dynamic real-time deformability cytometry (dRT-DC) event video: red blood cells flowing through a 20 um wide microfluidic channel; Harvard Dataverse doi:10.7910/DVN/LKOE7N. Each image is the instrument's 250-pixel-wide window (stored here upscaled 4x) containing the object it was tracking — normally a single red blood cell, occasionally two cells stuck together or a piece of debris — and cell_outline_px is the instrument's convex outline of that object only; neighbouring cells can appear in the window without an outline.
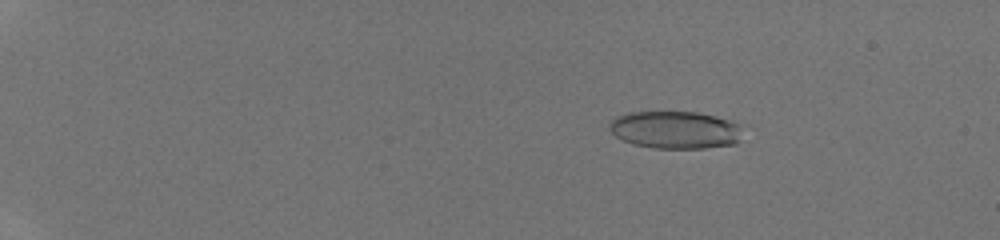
{"species": "human", "species_latin": "Homo sapiens", "temperature_condition": "room temperature", "stored_images_in_passage": 48, "camera_frame_rate_fps": 3000, "um_per_image_px": 0.085, "donor": {"sex": "male"}, "frame": {"image": 1, "passage_image": 10, "time_ms": 3.0, "image_size_px": [1000, 240], "cell_outline_px": [[740, 140], [736, 144], [704, 148], [652, 148], [632, 144], [616, 136], [608, 128], [608, 124], [616, 116], [624, 112], [696, 112], [716, 116], [732, 120], [740, 124]], "centroid_in_image_um": [57.39, 11.03], "position_along_channel_um": 27.6, "area_um2": 29.42}}
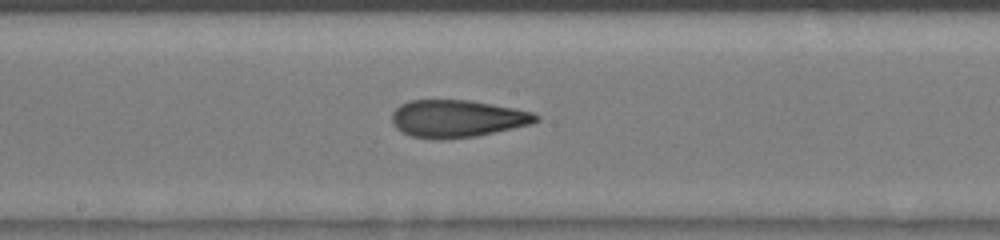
{"frame": {"image": 2, "passage_image": 30, "time_ms": 9.667, "image_size_px": [1000, 240], "cell_outline_px": [[540, 120], [532, 124], [476, 136], [440, 140], [412, 136], [396, 128], [392, 124], [392, 112], [400, 104], [408, 100], [472, 100], [516, 108], [532, 112], [540, 116]], "centroid_in_image_um": [38.88, 10.07], "position_along_channel_um": 209.3, "area_um2": 31.62}}
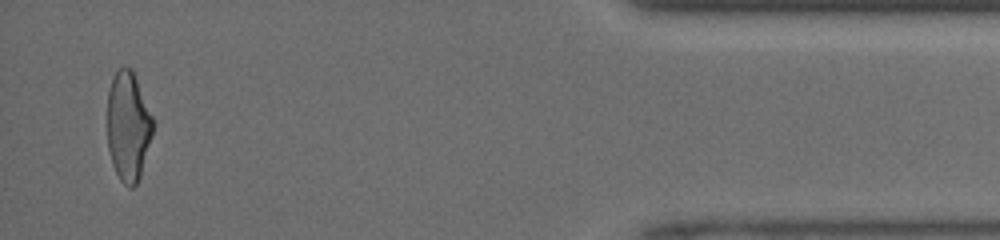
{"frame": {"image": 3, "passage_image": 47, "time_ms": 15.333, "image_size_px": [1000, 240], "cell_outline_px": [[152, 136], [140, 176], [136, 184], [132, 188], [128, 188], [120, 180], [112, 164], [108, 148], [108, 92], [112, 76], [120, 68], [132, 68], [152, 116]], "centroid_in_image_um": [10.88, 10.75], "position_along_channel_um": 424.3, "area_um2": 28.84}}